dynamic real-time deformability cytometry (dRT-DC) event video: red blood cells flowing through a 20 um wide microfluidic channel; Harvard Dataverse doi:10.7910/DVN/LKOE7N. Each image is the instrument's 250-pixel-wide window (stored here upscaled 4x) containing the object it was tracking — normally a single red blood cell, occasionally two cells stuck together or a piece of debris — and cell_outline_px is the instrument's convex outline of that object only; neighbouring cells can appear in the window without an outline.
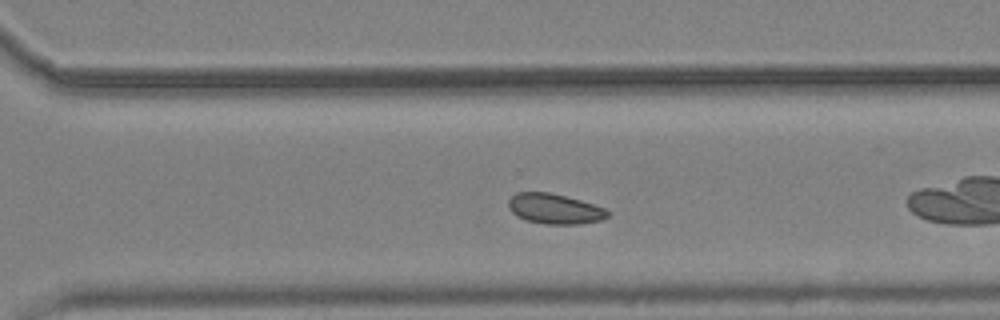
{"species": "common noctule bat (a hibernating species)", "species_latin": "Nyctalus noctula", "temperature_condition": "cold", "stored_images_in_passage": 40, "camera_frame_rate_fps": 3000, "um_per_image_px": 0.085, "animal": {"sex": "male", "body_mass_g": 19.2, "forearm_length_mm": 51.8}, "frame": {"image": 1, "passage_image": 23, "time_ms": 7.333, "image_size_px": [1000, 320], "cell_outline_px": [[608, 216], [600, 220], [576, 224], [544, 224], [528, 220], [516, 216], [508, 208], [508, 200], [516, 192], [548, 192], [580, 200], [604, 208], [608, 212]], "centroid_in_image_um": [47.09, 17.74], "position_along_channel_um": 323.5, "area_um2": 17.22}}